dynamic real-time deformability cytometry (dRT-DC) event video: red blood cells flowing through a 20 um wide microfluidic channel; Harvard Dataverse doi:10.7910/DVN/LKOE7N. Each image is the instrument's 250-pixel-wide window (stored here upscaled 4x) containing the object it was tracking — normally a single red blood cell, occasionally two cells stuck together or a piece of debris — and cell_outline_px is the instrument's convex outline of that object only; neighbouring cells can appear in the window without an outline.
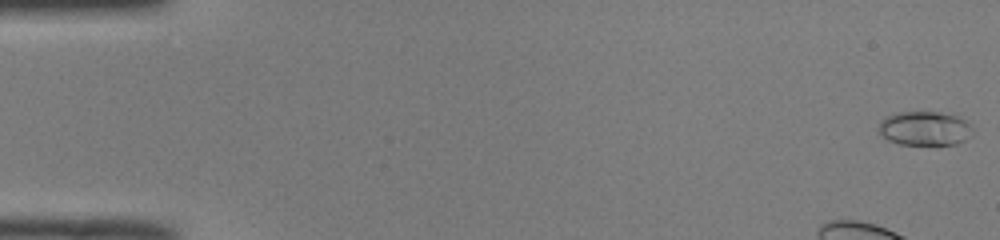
{"species": "common noctule bat (a hibernating species)", "species_latin": "Nyctalus noctula", "temperature_condition": "room temperature", "stored_images_in_passage": 50, "camera_frame_rate_fps": 3000, "um_per_image_px": 0.085, "animal": {"sex": "male", "body_mass_g": 19.0, "forearm_length_mm": 50.8}, "frame": {"image": 1, "passage_image": 1, "time_ms": 0.0, "image_size_px": [1000, 240], "cell_outline_px": [[972, 136], [956, 144], [900, 144], [888, 140], [876, 128], [880, 120], [884, 116], [896, 112], [936, 112], [960, 116], [972, 128]], "centroid_in_image_um": [78.57, 10.9], "position_along_channel_um": 6.4, "area_um2": 18.79}, "authors_computed_cell_mechanics": {"area_um2": 19.4497, "velocity_mm_per_s": 4.0783, "shape_relaxation_time_tau1_ms": 8.4005, "shape_relaxation_time_tau2_ms": 1.8093, "deformation_change_tau1": 0.1732, "deformation_change_tau2": 0.0569}}